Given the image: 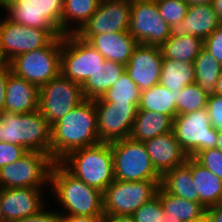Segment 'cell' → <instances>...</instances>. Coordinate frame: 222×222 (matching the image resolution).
<instances>
[{"label":"cell","instance_id":"obj_46","mask_svg":"<svg viewBox=\"0 0 222 222\" xmlns=\"http://www.w3.org/2000/svg\"><path fill=\"white\" fill-rule=\"evenodd\" d=\"M212 5L220 22L222 23V0H214Z\"/></svg>","mask_w":222,"mask_h":222},{"label":"cell","instance_id":"obj_25","mask_svg":"<svg viewBox=\"0 0 222 222\" xmlns=\"http://www.w3.org/2000/svg\"><path fill=\"white\" fill-rule=\"evenodd\" d=\"M126 71L125 65L105 60L104 65L91 75L82 85L85 99L101 98Z\"/></svg>","mask_w":222,"mask_h":222},{"label":"cell","instance_id":"obj_34","mask_svg":"<svg viewBox=\"0 0 222 222\" xmlns=\"http://www.w3.org/2000/svg\"><path fill=\"white\" fill-rule=\"evenodd\" d=\"M141 90L126 73L101 97L103 101L139 103Z\"/></svg>","mask_w":222,"mask_h":222},{"label":"cell","instance_id":"obj_20","mask_svg":"<svg viewBox=\"0 0 222 222\" xmlns=\"http://www.w3.org/2000/svg\"><path fill=\"white\" fill-rule=\"evenodd\" d=\"M221 24L212 4L189 5L184 19L170 26V36L190 35L204 41Z\"/></svg>","mask_w":222,"mask_h":222},{"label":"cell","instance_id":"obj_14","mask_svg":"<svg viewBox=\"0 0 222 222\" xmlns=\"http://www.w3.org/2000/svg\"><path fill=\"white\" fill-rule=\"evenodd\" d=\"M130 35L138 44L161 46L170 25L160 16L155 0H131Z\"/></svg>","mask_w":222,"mask_h":222},{"label":"cell","instance_id":"obj_10","mask_svg":"<svg viewBox=\"0 0 222 222\" xmlns=\"http://www.w3.org/2000/svg\"><path fill=\"white\" fill-rule=\"evenodd\" d=\"M104 62L105 58L76 34L62 36L60 73L66 78L82 85Z\"/></svg>","mask_w":222,"mask_h":222},{"label":"cell","instance_id":"obj_29","mask_svg":"<svg viewBox=\"0 0 222 222\" xmlns=\"http://www.w3.org/2000/svg\"><path fill=\"white\" fill-rule=\"evenodd\" d=\"M157 194L163 206L164 218H173L181 222H190L200 217L206 211L200 203L172 195L161 185Z\"/></svg>","mask_w":222,"mask_h":222},{"label":"cell","instance_id":"obj_24","mask_svg":"<svg viewBox=\"0 0 222 222\" xmlns=\"http://www.w3.org/2000/svg\"><path fill=\"white\" fill-rule=\"evenodd\" d=\"M172 126L173 119L166 114L148 110H137L129 137L135 141L145 142L172 131Z\"/></svg>","mask_w":222,"mask_h":222},{"label":"cell","instance_id":"obj_2","mask_svg":"<svg viewBox=\"0 0 222 222\" xmlns=\"http://www.w3.org/2000/svg\"><path fill=\"white\" fill-rule=\"evenodd\" d=\"M50 190L64 211L62 218L70 216L103 217V193L69 173L59 162L50 172ZM52 186V187H51Z\"/></svg>","mask_w":222,"mask_h":222},{"label":"cell","instance_id":"obj_15","mask_svg":"<svg viewBox=\"0 0 222 222\" xmlns=\"http://www.w3.org/2000/svg\"><path fill=\"white\" fill-rule=\"evenodd\" d=\"M55 38L47 31L0 19V52L7 63L16 56L48 46Z\"/></svg>","mask_w":222,"mask_h":222},{"label":"cell","instance_id":"obj_13","mask_svg":"<svg viewBox=\"0 0 222 222\" xmlns=\"http://www.w3.org/2000/svg\"><path fill=\"white\" fill-rule=\"evenodd\" d=\"M97 131L100 142L112 143L131 134L139 103H122L94 100Z\"/></svg>","mask_w":222,"mask_h":222},{"label":"cell","instance_id":"obj_21","mask_svg":"<svg viewBox=\"0 0 222 222\" xmlns=\"http://www.w3.org/2000/svg\"><path fill=\"white\" fill-rule=\"evenodd\" d=\"M39 110V88L10 72L6 86L4 111L30 113Z\"/></svg>","mask_w":222,"mask_h":222},{"label":"cell","instance_id":"obj_54","mask_svg":"<svg viewBox=\"0 0 222 222\" xmlns=\"http://www.w3.org/2000/svg\"><path fill=\"white\" fill-rule=\"evenodd\" d=\"M0 7H3V0H0ZM1 16V15H0Z\"/></svg>","mask_w":222,"mask_h":222},{"label":"cell","instance_id":"obj_50","mask_svg":"<svg viewBox=\"0 0 222 222\" xmlns=\"http://www.w3.org/2000/svg\"><path fill=\"white\" fill-rule=\"evenodd\" d=\"M216 148L222 152V129L217 130V144Z\"/></svg>","mask_w":222,"mask_h":222},{"label":"cell","instance_id":"obj_37","mask_svg":"<svg viewBox=\"0 0 222 222\" xmlns=\"http://www.w3.org/2000/svg\"><path fill=\"white\" fill-rule=\"evenodd\" d=\"M193 158L222 180V152L219 149L200 151Z\"/></svg>","mask_w":222,"mask_h":222},{"label":"cell","instance_id":"obj_17","mask_svg":"<svg viewBox=\"0 0 222 222\" xmlns=\"http://www.w3.org/2000/svg\"><path fill=\"white\" fill-rule=\"evenodd\" d=\"M160 46L138 44L125 65L126 73L142 91L160 83L162 68Z\"/></svg>","mask_w":222,"mask_h":222},{"label":"cell","instance_id":"obj_11","mask_svg":"<svg viewBox=\"0 0 222 222\" xmlns=\"http://www.w3.org/2000/svg\"><path fill=\"white\" fill-rule=\"evenodd\" d=\"M172 131L189 157H194L200 151L216 148L217 130L212 127L206 108L177 115L173 119Z\"/></svg>","mask_w":222,"mask_h":222},{"label":"cell","instance_id":"obj_31","mask_svg":"<svg viewBox=\"0 0 222 222\" xmlns=\"http://www.w3.org/2000/svg\"><path fill=\"white\" fill-rule=\"evenodd\" d=\"M195 82L194 63L182 62L170 58L162 59L160 84L171 91L182 90Z\"/></svg>","mask_w":222,"mask_h":222},{"label":"cell","instance_id":"obj_51","mask_svg":"<svg viewBox=\"0 0 222 222\" xmlns=\"http://www.w3.org/2000/svg\"><path fill=\"white\" fill-rule=\"evenodd\" d=\"M8 65L4 57L1 55L0 52V72Z\"/></svg>","mask_w":222,"mask_h":222},{"label":"cell","instance_id":"obj_42","mask_svg":"<svg viewBox=\"0 0 222 222\" xmlns=\"http://www.w3.org/2000/svg\"><path fill=\"white\" fill-rule=\"evenodd\" d=\"M11 72L9 65H7L0 72V114L4 112L5 97H6V86L8 81V74Z\"/></svg>","mask_w":222,"mask_h":222},{"label":"cell","instance_id":"obj_43","mask_svg":"<svg viewBox=\"0 0 222 222\" xmlns=\"http://www.w3.org/2000/svg\"><path fill=\"white\" fill-rule=\"evenodd\" d=\"M205 212L212 222H222V202L207 208Z\"/></svg>","mask_w":222,"mask_h":222},{"label":"cell","instance_id":"obj_16","mask_svg":"<svg viewBox=\"0 0 222 222\" xmlns=\"http://www.w3.org/2000/svg\"><path fill=\"white\" fill-rule=\"evenodd\" d=\"M131 0H101L98 9L76 34L84 41L94 35L129 31Z\"/></svg>","mask_w":222,"mask_h":222},{"label":"cell","instance_id":"obj_33","mask_svg":"<svg viewBox=\"0 0 222 222\" xmlns=\"http://www.w3.org/2000/svg\"><path fill=\"white\" fill-rule=\"evenodd\" d=\"M209 95L194 82L177 91V115L198 111L207 107Z\"/></svg>","mask_w":222,"mask_h":222},{"label":"cell","instance_id":"obj_40","mask_svg":"<svg viewBox=\"0 0 222 222\" xmlns=\"http://www.w3.org/2000/svg\"><path fill=\"white\" fill-rule=\"evenodd\" d=\"M204 49L222 65V24L204 40Z\"/></svg>","mask_w":222,"mask_h":222},{"label":"cell","instance_id":"obj_12","mask_svg":"<svg viewBox=\"0 0 222 222\" xmlns=\"http://www.w3.org/2000/svg\"><path fill=\"white\" fill-rule=\"evenodd\" d=\"M84 100L81 85L61 73L39 88V111L50 126Z\"/></svg>","mask_w":222,"mask_h":222},{"label":"cell","instance_id":"obj_44","mask_svg":"<svg viewBox=\"0 0 222 222\" xmlns=\"http://www.w3.org/2000/svg\"><path fill=\"white\" fill-rule=\"evenodd\" d=\"M102 217L70 216L63 218L62 222H101Z\"/></svg>","mask_w":222,"mask_h":222},{"label":"cell","instance_id":"obj_36","mask_svg":"<svg viewBox=\"0 0 222 222\" xmlns=\"http://www.w3.org/2000/svg\"><path fill=\"white\" fill-rule=\"evenodd\" d=\"M163 206L159 195L145 202L131 216L134 222H164Z\"/></svg>","mask_w":222,"mask_h":222},{"label":"cell","instance_id":"obj_32","mask_svg":"<svg viewBox=\"0 0 222 222\" xmlns=\"http://www.w3.org/2000/svg\"><path fill=\"white\" fill-rule=\"evenodd\" d=\"M195 83L208 95L215 94L217 79L222 65L204 48L194 60Z\"/></svg>","mask_w":222,"mask_h":222},{"label":"cell","instance_id":"obj_45","mask_svg":"<svg viewBox=\"0 0 222 222\" xmlns=\"http://www.w3.org/2000/svg\"><path fill=\"white\" fill-rule=\"evenodd\" d=\"M101 222H134L132 216L104 215Z\"/></svg>","mask_w":222,"mask_h":222},{"label":"cell","instance_id":"obj_27","mask_svg":"<svg viewBox=\"0 0 222 222\" xmlns=\"http://www.w3.org/2000/svg\"><path fill=\"white\" fill-rule=\"evenodd\" d=\"M100 2L101 0H63L61 34H77L96 12Z\"/></svg>","mask_w":222,"mask_h":222},{"label":"cell","instance_id":"obj_19","mask_svg":"<svg viewBox=\"0 0 222 222\" xmlns=\"http://www.w3.org/2000/svg\"><path fill=\"white\" fill-rule=\"evenodd\" d=\"M151 163L162 177L167 171L182 165L189 157L176 140L173 131L143 142Z\"/></svg>","mask_w":222,"mask_h":222},{"label":"cell","instance_id":"obj_18","mask_svg":"<svg viewBox=\"0 0 222 222\" xmlns=\"http://www.w3.org/2000/svg\"><path fill=\"white\" fill-rule=\"evenodd\" d=\"M42 190L27 187L0 189V202L5 222H14L36 215L45 208Z\"/></svg>","mask_w":222,"mask_h":222},{"label":"cell","instance_id":"obj_48","mask_svg":"<svg viewBox=\"0 0 222 222\" xmlns=\"http://www.w3.org/2000/svg\"><path fill=\"white\" fill-rule=\"evenodd\" d=\"M215 94L222 95V70H221L220 75L217 79V83L215 86Z\"/></svg>","mask_w":222,"mask_h":222},{"label":"cell","instance_id":"obj_1","mask_svg":"<svg viewBox=\"0 0 222 222\" xmlns=\"http://www.w3.org/2000/svg\"><path fill=\"white\" fill-rule=\"evenodd\" d=\"M99 143L94 100L85 99L51 126V158L54 162L74 150Z\"/></svg>","mask_w":222,"mask_h":222},{"label":"cell","instance_id":"obj_41","mask_svg":"<svg viewBox=\"0 0 222 222\" xmlns=\"http://www.w3.org/2000/svg\"><path fill=\"white\" fill-rule=\"evenodd\" d=\"M45 209L43 208L36 215L21 218L14 222H62L63 218L58 212Z\"/></svg>","mask_w":222,"mask_h":222},{"label":"cell","instance_id":"obj_5","mask_svg":"<svg viewBox=\"0 0 222 222\" xmlns=\"http://www.w3.org/2000/svg\"><path fill=\"white\" fill-rule=\"evenodd\" d=\"M63 0H3L2 9L13 22L47 30L54 38L62 37Z\"/></svg>","mask_w":222,"mask_h":222},{"label":"cell","instance_id":"obj_38","mask_svg":"<svg viewBox=\"0 0 222 222\" xmlns=\"http://www.w3.org/2000/svg\"><path fill=\"white\" fill-rule=\"evenodd\" d=\"M27 152L21 145L0 142V168L18 161Z\"/></svg>","mask_w":222,"mask_h":222},{"label":"cell","instance_id":"obj_9","mask_svg":"<svg viewBox=\"0 0 222 222\" xmlns=\"http://www.w3.org/2000/svg\"><path fill=\"white\" fill-rule=\"evenodd\" d=\"M161 180H114L103 192L104 215L131 216L145 202L157 195Z\"/></svg>","mask_w":222,"mask_h":222},{"label":"cell","instance_id":"obj_30","mask_svg":"<svg viewBox=\"0 0 222 222\" xmlns=\"http://www.w3.org/2000/svg\"><path fill=\"white\" fill-rule=\"evenodd\" d=\"M204 48V41L196 36H170L161 46L163 58L194 63Z\"/></svg>","mask_w":222,"mask_h":222},{"label":"cell","instance_id":"obj_28","mask_svg":"<svg viewBox=\"0 0 222 222\" xmlns=\"http://www.w3.org/2000/svg\"><path fill=\"white\" fill-rule=\"evenodd\" d=\"M176 105L177 92H173L159 83L141 91L138 110L159 112L174 119L177 116Z\"/></svg>","mask_w":222,"mask_h":222},{"label":"cell","instance_id":"obj_6","mask_svg":"<svg viewBox=\"0 0 222 222\" xmlns=\"http://www.w3.org/2000/svg\"><path fill=\"white\" fill-rule=\"evenodd\" d=\"M62 37L48 46L20 54L9 63L11 72L38 88L60 74Z\"/></svg>","mask_w":222,"mask_h":222},{"label":"cell","instance_id":"obj_23","mask_svg":"<svg viewBox=\"0 0 222 222\" xmlns=\"http://www.w3.org/2000/svg\"><path fill=\"white\" fill-rule=\"evenodd\" d=\"M191 174L199 203L205 208L222 202V180L191 157Z\"/></svg>","mask_w":222,"mask_h":222},{"label":"cell","instance_id":"obj_53","mask_svg":"<svg viewBox=\"0 0 222 222\" xmlns=\"http://www.w3.org/2000/svg\"><path fill=\"white\" fill-rule=\"evenodd\" d=\"M164 222H181V221L173 218H164Z\"/></svg>","mask_w":222,"mask_h":222},{"label":"cell","instance_id":"obj_7","mask_svg":"<svg viewBox=\"0 0 222 222\" xmlns=\"http://www.w3.org/2000/svg\"><path fill=\"white\" fill-rule=\"evenodd\" d=\"M115 180L134 182L161 180L154 169L143 142L130 137L110 143Z\"/></svg>","mask_w":222,"mask_h":222},{"label":"cell","instance_id":"obj_26","mask_svg":"<svg viewBox=\"0 0 222 222\" xmlns=\"http://www.w3.org/2000/svg\"><path fill=\"white\" fill-rule=\"evenodd\" d=\"M160 185L170 194L199 203V194L194 188L191 174V157L186 162L167 171Z\"/></svg>","mask_w":222,"mask_h":222},{"label":"cell","instance_id":"obj_8","mask_svg":"<svg viewBox=\"0 0 222 222\" xmlns=\"http://www.w3.org/2000/svg\"><path fill=\"white\" fill-rule=\"evenodd\" d=\"M54 161L43 152L28 151L18 161L0 168V189H44L50 183Z\"/></svg>","mask_w":222,"mask_h":222},{"label":"cell","instance_id":"obj_49","mask_svg":"<svg viewBox=\"0 0 222 222\" xmlns=\"http://www.w3.org/2000/svg\"><path fill=\"white\" fill-rule=\"evenodd\" d=\"M190 222H212V221L210 220L209 215L205 212L200 217H198Z\"/></svg>","mask_w":222,"mask_h":222},{"label":"cell","instance_id":"obj_3","mask_svg":"<svg viewBox=\"0 0 222 222\" xmlns=\"http://www.w3.org/2000/svg\"><path fill=\"white\" fill-rule=\"evenodd\" d=\"M59 163L73 176L102 193L115 180L110 143L100 142L74 150Z\"/></svg>","mask_w":222,"mask_h":222},{"label":"cell","instance_id":"obj_35","mask_svg":"<svg viewBox=\"0 0 222 222\" xmlns=\"http://www.w3.org/2000/svg\"><path fill=\"white\" fill-rule=\"evenodd\" d=\"M160 16L170 26L184 19L189 4L185 0H155Z\"/></svg>","mask_w":222,"mask_h":222},{"label":"cell","instance_id":"obj_39","mask_svg":"<svg viewBox=\"0 0 222 222\" xmlns=\"http://www.w3.org/2000/svg\"><path fill=\"white\" fill-rule=\"evenodd\" d=\"M208 115L210 116L211 125L216 130L222 129V95H209L207 101Z\"/></svg>","mask_w":222,"mask_h":222},{"label":"cell","instance_id":"obj_52","mask_svg":"<svg viewBox=\"0 0 222 222\" xmlns=\"http://www.w3.org/2000/svg\"><path fill=\"white\" fill-rule=\"evenodd\" d=\"M0 222H5V217L2 211L1 202H0Z\"/></svg>","mask_w":222,"mask_h":222},{"label":"cell","instance_id":"obj_47","mask_svg":"<svg viewBox=\"0 0 222 222\" xmlns=\"http://www.w3.org/2000/svg\"><path fill=\"white\" fill-rule=\"evenodd\" d=\"M189 5L213 4L214 0H185Z\"/></svg>","mask_w":222,"mask_h":222},{"label":"cell","instance_id":"obj_4","mask_svg":"<svg viewBox=\"0 0 222 222\" xmlns=\"http://www.w3.org/2000/svg\"><path fill=\"white\" fill-rule=\"evenodd\" d=\"M0 142L51 157V126L39 110L23 114L4 111L0 114Z\"/></svg>","mask_w":222,"mask_h":222},{"label":"cell","instance_id":"obj_22","mask_svg":"<svg viewBox=\"0 0 222 222\" xmlns=\"http://www.w3.org/2000/svg\"><path fill=\"white\" fill-rule=\"evenodd\" d=\"M88 43L93 46L105 60L128 64L134 48L138 45L129 31L102 33L94 35Z\"/></svg>","mask_w":222,"mask_h":222}]
</instances>
